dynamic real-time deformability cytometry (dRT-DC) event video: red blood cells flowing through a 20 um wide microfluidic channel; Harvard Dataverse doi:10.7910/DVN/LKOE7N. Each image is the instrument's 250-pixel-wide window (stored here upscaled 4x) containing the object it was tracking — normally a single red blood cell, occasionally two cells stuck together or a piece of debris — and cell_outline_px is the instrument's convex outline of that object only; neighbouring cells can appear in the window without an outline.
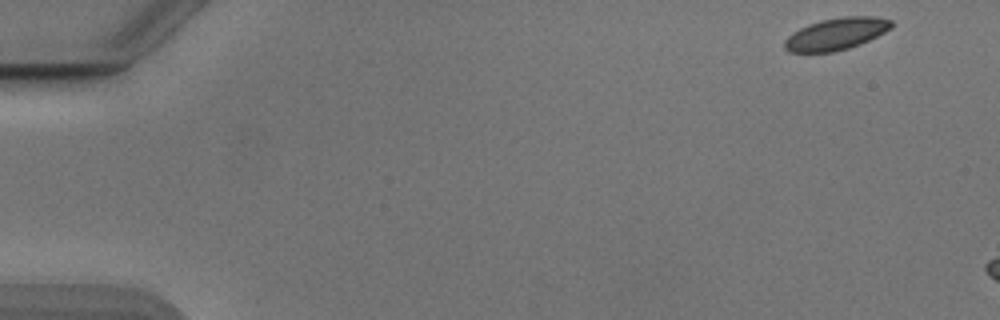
{"species": "Egyptian fruit bat (a non-hibernating species)", "species_latin": "Rousettus aegyptiacus", "temperature_condition": "cold", "stored_images_in_passage": 11, "camera_frame_rate_fps": 3000, "um_per_image_px": 0.085, "animal": {"sex": "male"}, "frame": {"image": 1, "passage_image": 1, "time_ms": 0.0, "image_size_px": [1000, 320], "cell_outline_px": [[892, 24], [884, 32], [868, 40], [848, 48], [832, 52], [788, 52], [784, 48], [784, 40], [792, 32], [808, 24], [820, 20], [844, 16], [872, 16], [892, 20]], "centroid_in_image_um": [71.02, 2.88], "position_along_channel_um": 14.0, "area_um2": 19.71}}